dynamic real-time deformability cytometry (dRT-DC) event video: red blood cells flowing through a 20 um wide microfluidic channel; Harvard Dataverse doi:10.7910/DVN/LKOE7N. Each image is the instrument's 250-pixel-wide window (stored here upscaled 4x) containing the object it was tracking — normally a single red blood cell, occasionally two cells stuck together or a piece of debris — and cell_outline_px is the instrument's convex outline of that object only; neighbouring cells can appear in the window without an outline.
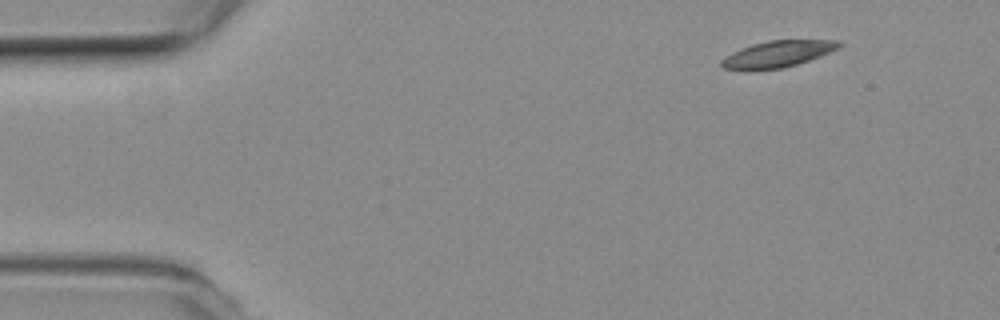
{"species": "common noctule bat (a hibernating species)", "species_latin": "Nyctalus noctula", "temperature_condition": "room temperature", "stored_images_in_passage": 9, "camera_frame_rate_fps": 3000, "um_per_image_px": 0.085, "animal": {"sex": "female", "body_mass_g": 19.3, "forearm_length_mm": 54.1}, "frame": {"image": 1, "passage_image": 1, "time_ms": 0.0, "image_size_px": [1000, 320], "cell_outline_px": [[844, 44], [840, 48], [808, 60], [784, 68], [724, 68], [720, 64], [720, 60], [732, 52], [740, 48], [752, 44], [768, 40], [840, 40]], "centroid_in_image_um": [66.16, 4.55], "position_along_channel_um": 18.8, "area_um2": 17.69}}
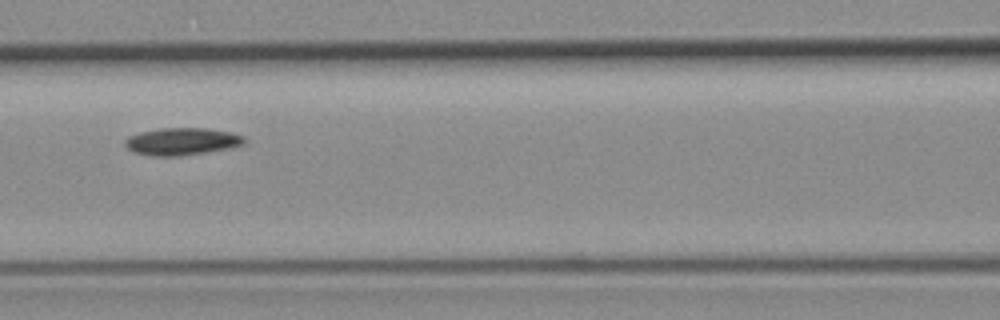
{"frame": {"image": 2, "passage_image": 6, "time_ms": 1.667, "image_size_px": [1000, 320], "cell_outline_px": [[248, 140], [244, 144], [228, 148], [180, 156], [152, 156], [136, 152], [128, 148], [124, 144], [124, 140], [128, 136], [140, 132], [160, 128], [204, 128], [228, 132], [244, 136]], "centroid_in_image_um": [15.45, 12.02], "position_along_channel_um": 151.2, "area_um2": 18.84}}
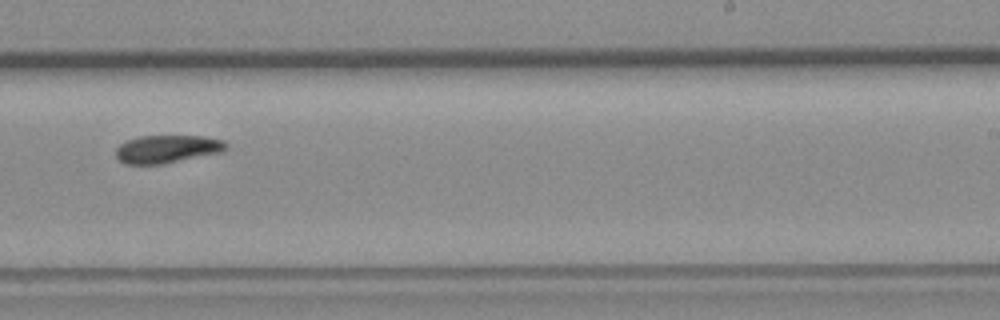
{"frame": {"image": 3, "passage_image": 9, "time_ms": 2.667, "image_size_px": [1000, 320], "cell_outline_px": [[228, 148], [220, 152], [164, 164], [124, 164], [116, 156], [116, 148], [120, 144], [128, 140], [140, 136], [204, 136], [224, 140], [228, 144]], "centroid_in_image_um": [14.22, 12.66], "position_along_channel_um": 274.8, "area_um2": 17.92}}